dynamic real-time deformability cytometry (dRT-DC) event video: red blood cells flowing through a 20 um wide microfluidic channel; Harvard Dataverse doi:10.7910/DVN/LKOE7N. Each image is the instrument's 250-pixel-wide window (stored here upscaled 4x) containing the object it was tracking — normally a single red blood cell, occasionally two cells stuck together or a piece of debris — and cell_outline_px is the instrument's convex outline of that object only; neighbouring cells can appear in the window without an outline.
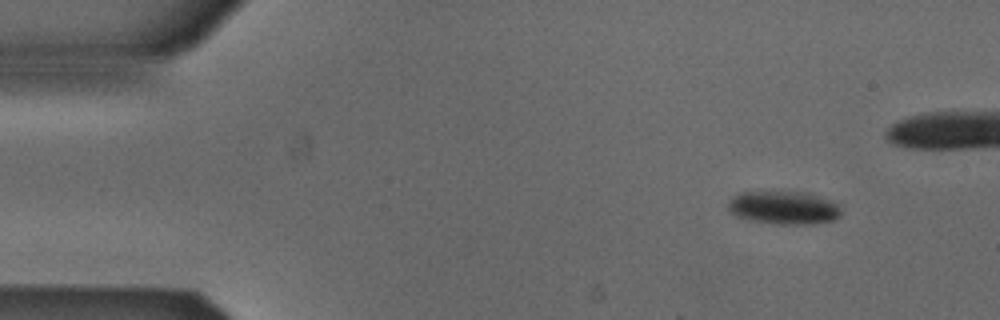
{"species": "Egyptian fruit bat (a non-hibernating species)", "species_latin": "Rousettus aegyptiacus", "temperature_condition": "cold", "stored_images_in_passage": 43, "camera_frame_rate_fps": 3000, "um_per_image_px": 0.085, "animal": {"sex": "male"}, "frame": {"image": 1, "passage_image": 1, "time_ms": 0.0, "image_size_px": [1000, 320], "cell_outline_px": [[840, 216], [832, 220], [812, 224], [780, 224], [752, 220], [736, 216], [728, 212], [728, 200], [740, 192], [800, 192], [832, 200], [840, 208]], "centroid_in_image_um": [66.58, 17.66], "position_along_channel_um": 18.4, "area_um2": 21.62}}
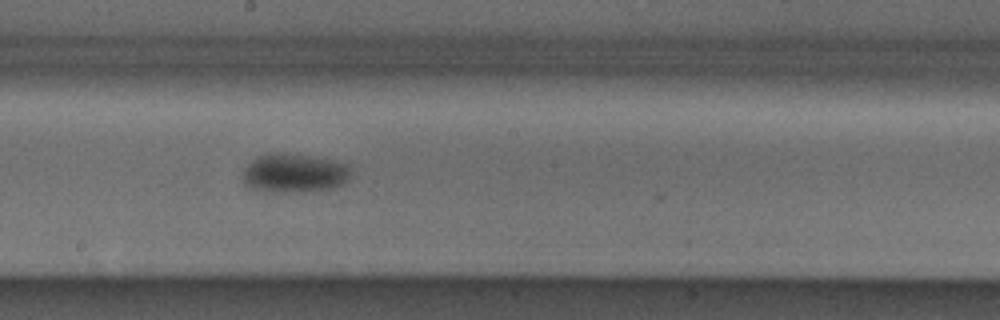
{"frame": {"image": 2, "passage_image": 24, "time_ms": 7.667, "image_size_px": [1000, 320], "cell_outline_px": [[352, 168], [348, 180], [344, 184], [332, 188], [300, 192], [264, 192], [252, 188], [244, 184], [244, 168], [256, 156], [268, 152], [292, 152], [352, 164]], "centroid_in_image_um": [25.04, 14.69], "position_along_channel_um": 223.2, "area_um2": 25.26}}
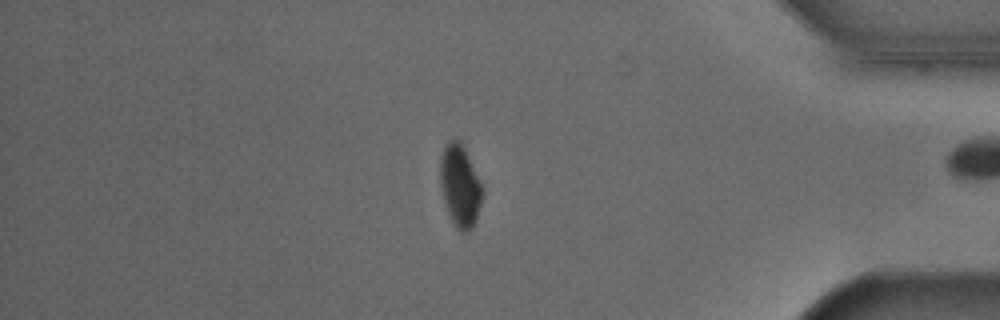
{"frame": {"image": 3, "passage_image": 40, "time_ms": 13.0, "image_size_px": [1000, 320], "cell_outline_px": [[484, 192], [476, 220], [472, 228], [468, 232], [460, 232], [456, 228], [448, 212], [444, 200], [440, 184], [440, 156], [444, 148], [452, 140], [460, 140], [484, 188]], "centroid_in_image_um": [39.12, 15.83], "position_along_channel_um": 396.1, "area_um2": 20.06}}